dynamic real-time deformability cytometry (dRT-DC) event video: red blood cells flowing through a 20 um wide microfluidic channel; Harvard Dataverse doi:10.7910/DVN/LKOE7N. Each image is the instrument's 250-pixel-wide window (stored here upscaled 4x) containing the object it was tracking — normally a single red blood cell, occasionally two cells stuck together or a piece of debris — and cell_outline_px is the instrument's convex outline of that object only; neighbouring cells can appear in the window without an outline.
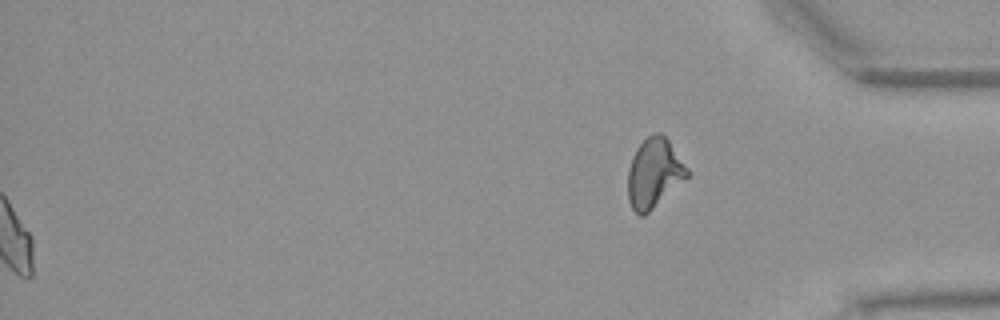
{"species": "Egyptian fruit bat (a non-hibernating species)", "species_latin": "Rousettus aegyptiacus", "temperature_condition": "warm", "stored_images_in_passage": 53, "segment_of_instrument_passage": [2, 2], "camera_frame_rate_fps": 3000, "um_per_image_px": 0.085, "animal": {"sex": "female"}, "frame": {"image": 1, "passage_image": 53, "time_ms": 17.333, "image_size_px": [1000, 320], "cell_outline_px": [[688, 176], [644, 216], [640, 216], [632, 208], [628, 200], [628, 168], [632, 156], [636, 148], [648, 136], [656, 132], [660, 132], [668, 140], [688, 168]], "centroid_in_image_um": [55.57, 14.71], "position_along_channel_um": 379.6, "area_um2": 23.64}}